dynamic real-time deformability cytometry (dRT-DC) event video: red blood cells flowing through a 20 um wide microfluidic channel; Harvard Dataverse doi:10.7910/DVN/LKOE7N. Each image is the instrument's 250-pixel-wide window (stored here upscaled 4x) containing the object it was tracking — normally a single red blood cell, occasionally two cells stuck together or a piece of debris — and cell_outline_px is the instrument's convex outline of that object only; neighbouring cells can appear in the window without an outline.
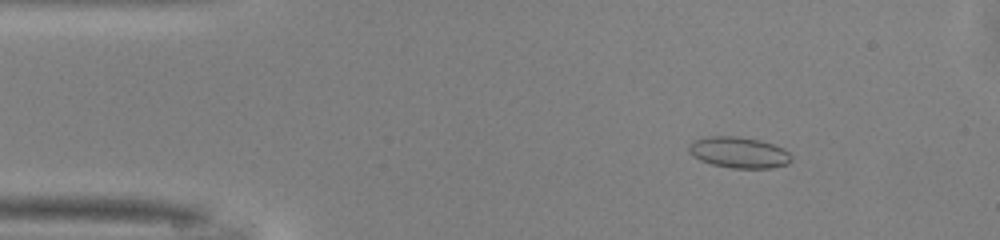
{"species": "common noctule bat (a hibernating species)", "species_latin": "Nyctalus noctula", "temperature_condition": "warm", "stored_images_in_passage": 49, "camera_frame_rate_fps": 3000, "um_per_image_px": 0.085, "animal": {"sex": "male", "body_mass_g": 13.0, "forearm_length_mm": 53.1}, "frame": {"image": 1, "passage_image": 7, "time_ms": 2.0, "image_size_px": [1000, 240], "cell_outline_px": [[792, 160], [788, 164], [772, 168], [732, 168], [712, 164], [700, 160], [692, 156], [688, 152], [688, 144], [696, 140], [708, 136], [736, 136], [760, 140], [784, 148], [792, 156]], "centroid_in_image_um": [62.81, 12.96], "position_along_channel_um": 22.2, "area_um2": 18.67}}
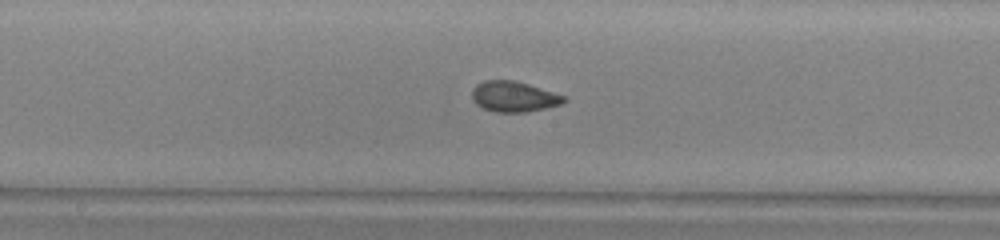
{"frame": {"image": 2, "passage_image": 25, "time_ms": 8.0, "image_size_px": [1000, 240], "cell_outline_px": [[568, 100], [560, 104], [528, 112], [496, 112], [484, 108], [476, 104], [472, 96], [472, 88], [476, 84], [484, 80], [516, 80], [564, 96]], "centroid_in_image_um": [43.65, 8.2], "position_along_channel_um": 204.6, "area_um2": 16.24}}
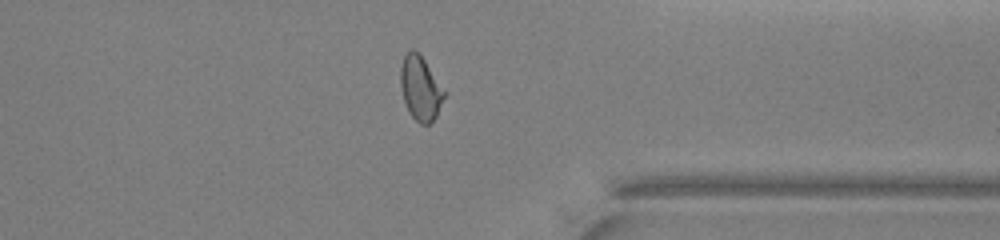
{"frame": {"image": 3, "passage_image": 38, "time_ms": 12.333, "image_size_px": [1000, 240], "cell_outline_px": [[448, 92], [436, 116], [428, 124], [420, 124], [408, 112], [400, 88], [400, 68], [404, 56], [412, 48], [420, 52]], "centroid_in_image_um": [35.77, 7.46], "position_along_channel_um": 375.6, "area_um2": 16.88}, "authors_computed_cell_mechanics": {"area_um2": 16.8776, "velocity_mm_per_s": 4.1556, "shape_relaxation_time_tau1_ms": null, "shape_relaxation_time_tau2_ms": 1.1048, "deformation_change_tau1": null, "deformation_change_tau2": 0.0523}}